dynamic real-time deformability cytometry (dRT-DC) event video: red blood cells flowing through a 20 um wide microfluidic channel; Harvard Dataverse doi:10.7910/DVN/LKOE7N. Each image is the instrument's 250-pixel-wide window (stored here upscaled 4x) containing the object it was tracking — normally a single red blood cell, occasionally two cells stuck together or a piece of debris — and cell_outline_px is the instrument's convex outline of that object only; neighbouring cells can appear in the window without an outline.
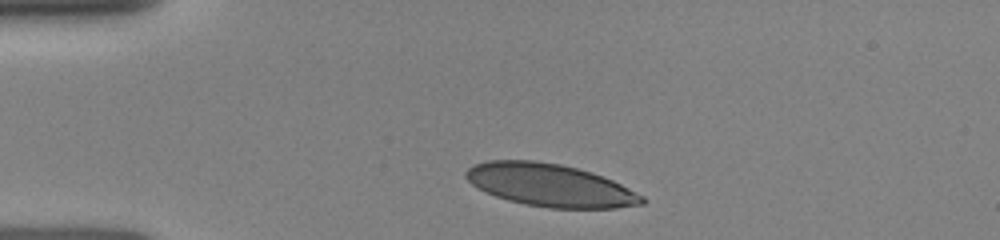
{"species": "human", "species_latin": "Homo sapiens", "temperature_condition": "room temperature", "stored_images_in_passage": 2, "camera_frame_rate_fps": 3000, "um_per_image_px": 0.085, "donor": {"sex": "female"}, "frame": {"image": 1, "passage_image": 1, "time_ms": 0.0, "image_size_px": [1000, 240], "cell_outline_px": [[648, 200], [644, 204], [616, 208], [548, 208], [524, 204], [508, 200], [496, 196], [472, 184], [464, 176], [464, 172], [472, 164], [488, 160], [536, 160], [560, 164], [592, 172], [612, 180], [644, 196]], "centroid_in_image_um": [46.76, 15.74], "position_along_channel_um": 38.2, "area_um2": 43.81}}